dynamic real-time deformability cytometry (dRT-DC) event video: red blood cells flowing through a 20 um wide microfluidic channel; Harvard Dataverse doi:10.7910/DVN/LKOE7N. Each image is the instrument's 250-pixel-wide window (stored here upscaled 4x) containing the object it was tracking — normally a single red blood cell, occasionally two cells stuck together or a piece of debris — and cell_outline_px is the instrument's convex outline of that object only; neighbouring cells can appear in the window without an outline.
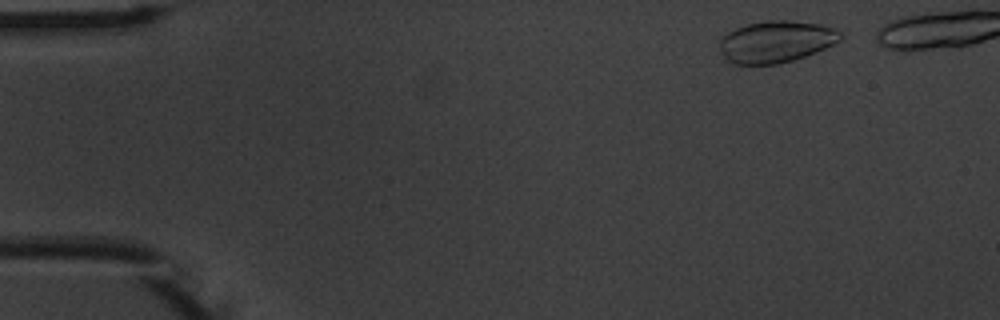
{"species": "common noctule bat (a hibernating species)", "species_latin": "Nyctalus noctula", "temperature_condition": "warm", "stored_images_in_passage": 13, "camera_frame_rate_fps": 3000, "um_per_image_px": 0.085, "animal": {"sex": "male", "body_mass_g": 20.1, "forearm_length_mm": 53.5}, "frame": {"image": 1, "passage_image": 3, "time_ms": 0.667, "image_size_px": [1000, 320], "cell_outline_px": [[844, 36], [840, 40], [816, 52], [792, 60], [776, 64], [732, 64], [720, 52], [720, 40], [728, 32], [736, 28], [748, 24], [768, 20], [788, 20], [820, 24], [836, 28], [844, 32]], "centroid_in_image_um": [66.0, 3.53], "position_along_channel_um": 19.0, "area_um2": 29.36}}